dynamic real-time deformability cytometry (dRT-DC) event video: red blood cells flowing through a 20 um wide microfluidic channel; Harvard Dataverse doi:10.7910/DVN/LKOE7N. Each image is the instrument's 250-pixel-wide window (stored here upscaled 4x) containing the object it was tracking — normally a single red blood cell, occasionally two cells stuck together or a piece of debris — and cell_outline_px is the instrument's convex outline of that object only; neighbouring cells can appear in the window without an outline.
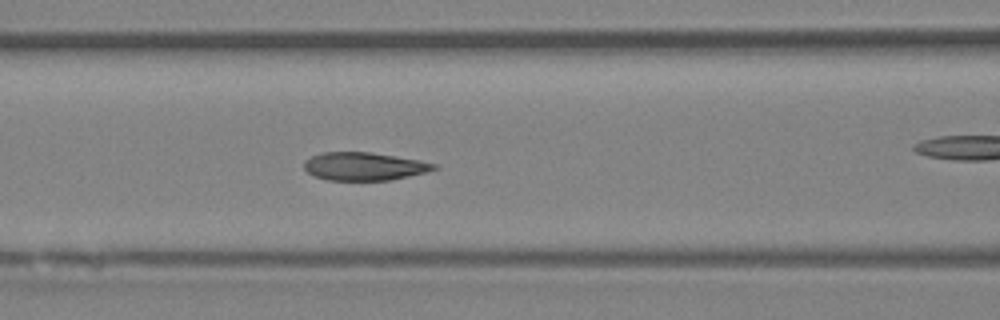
{"species": "Egyptian fruit bat (a non-hibernating species)", "species_latin": "Rousettus aegyptiacus", "temperature_condition": "room temperature", "stored_images_in_passage": 33, "camera_frame_rate_fps": 3000, "um_per_image_px": 0.085, "animal": {"sex": "female"}, "frame": {"image": 1, "passage_image": 6, "time_ms": 1.667, "image_size_px": [1000, 320], "cell_outline_px": [[440, 168], [408, 176], [388, 180], [328, 180], [316, 176], [308, 172], [304, 168], [304, 160], [320, 152], [368, 152], [420, 160], [440, 164]], "centroid_in_image_um": [30.97, 14.13], "position_along_channel_um": 135.6, "area_um2": 21.15}, "authors_computed_cell_mechanics": {"area_um2": 21.675, "velocity_mm_per_s": 3.9508, "shape_relaxation_time_tau1_ms": 6.1595, "shape_relaxation_time_tau2_ms": 1.5654, "deformation_change_tau1": 0.1702, "deformation_change_tau2": 0.0621}}